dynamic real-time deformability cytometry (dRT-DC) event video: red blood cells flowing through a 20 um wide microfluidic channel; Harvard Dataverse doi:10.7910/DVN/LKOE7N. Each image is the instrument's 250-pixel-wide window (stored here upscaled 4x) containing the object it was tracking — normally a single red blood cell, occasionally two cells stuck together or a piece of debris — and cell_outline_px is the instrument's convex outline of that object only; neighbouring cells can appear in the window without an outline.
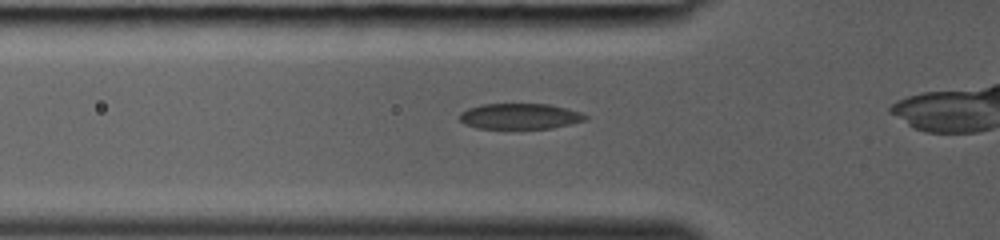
{"species": "common noctule bat (a hibernating species)", "species_latin": "Nyctalus noctula", "temperature_condition": "room temperature", "stored_images_in_passage": 11, "camera_frame_rate_fps": 3000, "um_per_image_px": 0.085, "animal": {"sex": "female", "body_mass_g": 19.0, "forearm_length_mm": 53.3}, "frame": {"image": 1, "passage_image": 5, "time_ms": 1.333, "image_size_px": [1000, 240], "cell_outline_px": [[588, 120], [572, 124], [552, 128], [476, 128], [464, 124], [460, 120], [460, 112], [468, 108], [480, 104], [548, 104], [580, 112], [588, 116]], "centroid_in_image_um": [44.19, 9.88], "position_along_channel_um": 81.6, "area_um2": 18.84}}
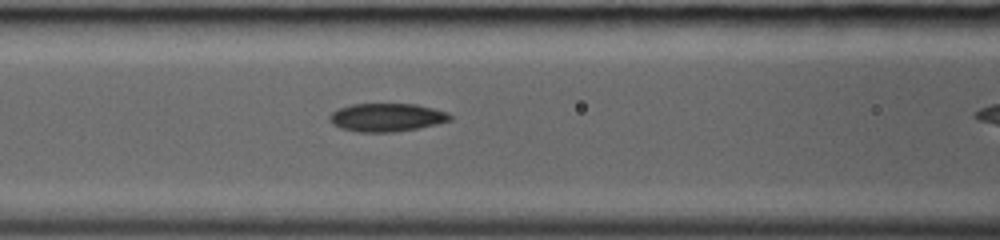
{"frame": {"image": 2, "passage_image": 8, "time_ms": 2.333, "image_size_px": [1000, 240], "cell_outline_px": [[452, 120], [436, 124], [396, 132], [360, 132], [340, 128], [332, 124], [328, 120], [328, 116], [332, 112], [340, 108], [352, 104], [416, 104], [448, 112], [452, 116]], "centroid_in_image_um": [32.85, 9.98], "position_along_channel_um": 133.7, "area_um2": 19.83}}
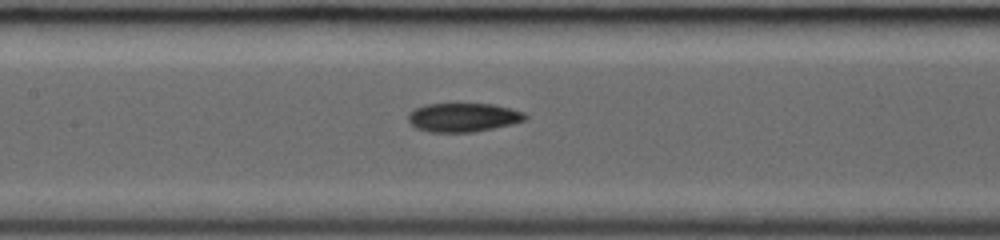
{"frame": {"image": 3, "passage_image": 10, "time_ms": 3.0, "image_size_px": [1000, 240], "cell_outline_px": [[528, 116], [524, 120], [512, 124], [472, 132], [432, 132], [416, 128], [408, 120], [408, 112], [416, 108], [428, 104], [492, 104], [524, 112]], "centroid_in_image_um": [39.36, 9.98], "position_along_channel_um": 168.0, "area_um2": 19.42}}